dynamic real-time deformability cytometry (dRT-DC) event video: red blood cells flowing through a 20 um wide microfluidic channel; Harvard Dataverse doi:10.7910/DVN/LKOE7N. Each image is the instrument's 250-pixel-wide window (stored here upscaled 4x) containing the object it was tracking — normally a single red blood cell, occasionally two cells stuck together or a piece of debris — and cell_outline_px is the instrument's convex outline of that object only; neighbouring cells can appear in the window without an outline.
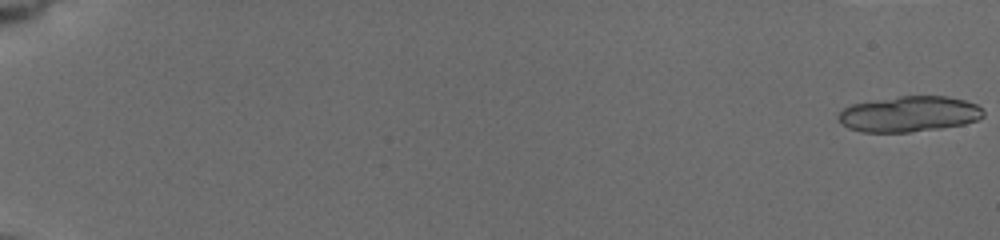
{"species": "common noctule bat (a hibernating species)", "species_latin": "Nyctalus noctula", "temperature_condition": "cold", "stored_images_in_passage": 15, "camera_frame_rate_fps": 3000, "um_per_image_px": 0.085, "animal": {"sex": "female", "body_mass_g": 19.5, "forearm_length_mm": 54.1}, "frame": {"image": 1, "passage_image": 1, "time_ms": 0.0, "image_size_px": [1000, 240], "cell_outline_px": [[984, 116], [976, 120], [964, 124], [940, 128], [908, 132], [860, 132], [848, 128], [836, 116], [844, 108], [852, 104], [900, 96], [948, 96], [964, 100], [976, 104], [984, 112]], "centroid_in_image_um": [77.28, 9.69], "position_along_channel_um": 7.7, "area_um2": 29.94}}